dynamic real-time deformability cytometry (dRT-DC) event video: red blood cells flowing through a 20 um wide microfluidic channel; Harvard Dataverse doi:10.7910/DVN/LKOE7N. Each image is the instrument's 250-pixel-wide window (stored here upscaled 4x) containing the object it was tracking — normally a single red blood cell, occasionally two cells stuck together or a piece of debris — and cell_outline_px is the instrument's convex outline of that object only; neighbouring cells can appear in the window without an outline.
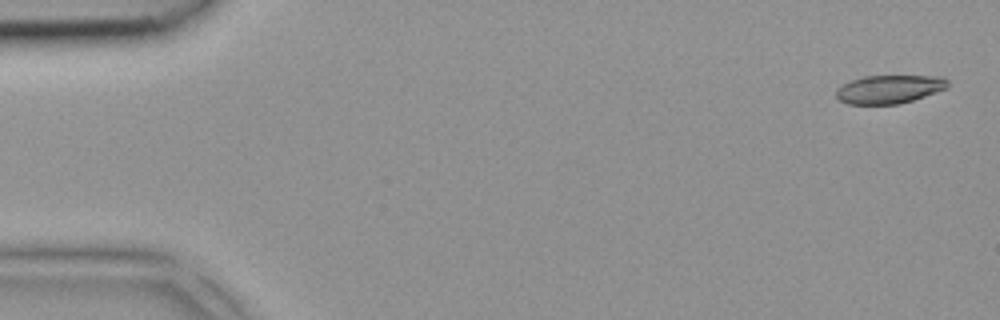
{"species": "common noctule bat (a hibernating species)", "species_latin": "Nyctalus noctula", "temperature_condition": "room temperature", "stored_images_in_passage": 3, "camera_frame_rate_fps": 3000, "um_per_image_px": 0.085, "animal": {"sex": "female", "body_mass_g": 18.4}, "frame": {"image": 1, "passage_image": 3, "time_ms": 0.667, "image_size_px": [1000, 320], "cell_outline_px": [[948, 88], [900, 104], [848, 104], [840, 100], [836, 96], [836, 88], [852, 80], [864, 76], [940, 76], [948, 80]], "centroid_in_image_um": [75.59, 7.58], "position_along_channel_um": 9.4, "area_um2": 18.38}}